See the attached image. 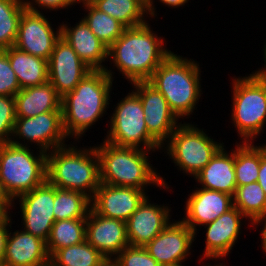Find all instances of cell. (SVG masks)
<instances>
[{
	"mask_svg": "<svg viewBox=\"0 0 266 266\" xmlns=\"http://www.w3.org/2000/svg\"><path fill=\"white\" fill-rule=\"evenodd\" d=\"M255 142H236L234 170L237 186L257 182L260 168V145Z\"/></svg>",
	"mask_w": 266,
	"mask_h": 266,
	"instance_id": "cell-29",
	"label": "cell"
},
{
	"mask_svg": "<svg viewBox=\"0 0 266 266\" xmlns=\"http://www.w3.org/2000/svg\"><path fill=\"white\" fill-rule=\"evenodd\" d=\"M11 142L0 146V181L6 195L13 201L23 193L32 191L46 179L47 153ZM37 154V155H36Z\"/></svg>",
	"mask_w": 266,
	"mask_h": 266,
	"instance_id": "cell-6",
	"label": "cell"
},
{
	"mask_svg": "<svg viewBox=\"0 0 266 266\" xmlns=\"http://www.w3.org/2000/svg\"><path fill=\"white\" fill-rule=\"evenodd\" d=\"M150 202L148 195L126 221L130 246L144 247L171 223V207Z\"/></svg>",
	"mask_w": 266,
	"mask_h": 266,
	"instance_id": "cell-19",
	"label": "cell"
},
{
	"mask_svg": "<svg viewBox=\"0 0 266 266\" xmlns=\"http://www.w3.org/2000/svg\"><path fill=\"white\" fill-rule=\"evenodd\" d=\"M261 224V225H260ZM262 226L261 228H262V230L260 231V235H261V247H262V251L265 253V255H266V220H264V221H261L258 225H257V227L258 226Z\"/></svg>",
	"mask_w": 266,
	"mask_h": 266,
	"instance_id": "cell-42",
	"label": "cell"
},
{
	"mask_svg": "<svg viewBox=\"0 0 266 266\" xmlns=\"http://www.w3.org/2000/svg\"><path fill=\"white\" fill-rule=\"evenodd\" d=\"M114 80L105 70H92L61 100L63 128L70 139H82L110 105ZM83 135V136H82Z\"/></svg>",
	"mask_w": 266,
	"mask_h": 266,
	"instance_id": "cell-2",
	"label": "cell"
},
{
	"mask_svg": "<svg viewBox=\"0 0 266 266\" xmlns=\"http://www.w3.org/2000/svg\"><path fill=\"white\" fill-rule=\"evenodd\" d=\"M160 3L165 4V6L168 5V7H172V8H179L180 6L183 7L187 2H189V0H159ZM154 0H149L148 1V17H152L154 18L155 16H157L155 13L156 8L154 5Z\"/></svg>",
	"mask_w": 266,
	"mask_h": 266,
	"instance_id": "cell-39",
	"label": "cell"
},
{
	"mask_svg": "<svg viewBox=\"0 0 266 266\" xmlns=\"http://www.w3.org/2000/svg\"><path fill=\"white\" fill-rule=\"evenodd\" d=\"M220 264V265H219ZM219 264H215V265H211V264H204L205 266H225L224 264H223V262L222 263H219ZM204 265H202V266H204Z\"/></svg>",
	"mask_w": 266,
	"mask_h": 266,
	"instance_id": "cell-47",
	"label": "cell"
},
{
	"mask_svg": "<svg viewBox=\"0 0 266 266\" xmlns=\"http://www.w3.org/2000/svg\"><path fill=\"white\" fill-rule=\"evenodd\" d=\"M195 239V233L182 220H172L144 248L160 266H172L187 261Z\"/></svg>",
	"mask_w": 266,
	"mask_h": 266,
	"instance_id": "cell-14",
	"label": "cell"
},
{
	"mask_svg": "<svg viewBox=\"0 0 266 266\" xmlns=\"http://www.w3.org/2000/svg\"><path fill=\"white\" fill-rule=\"evenodd\" d=\"M86 241L105 258H115L129 246L126 222L106 218L90 208L86 217Z\"/></svg>",
	"mask_w": 266,
	"mask_h": 266,
	"instance_id": "cell-20",
	"label": "cell"
},
{
	"mask_svg": "<svg viewBox=\"0 0 266 266\" xmlns=\"http://www.w3.org/2000/svg\"><path fill=\"white\" fill-rule=\"evenodd\" d=\"M44 13L25 9L19 21L14 46L36 57L49 60L56 42L61 37V25L52 27Z\"/></svg>",
	"mask_w": 266,
	"mask_h": 266,
	"instance_id": "cell-13",
	"label": "cell"
},
{
	"mask_svg": "<svg viewBox=\"0 0 266 266\" xmlns=\"http://www.w3.org/2000/svg\"><path fill=\"white\" fill-rule=\"evenodd\" d=\"M119 266H160L141 246H127L116 257Z\"/></svg>",
	"mask_w": 266,
	"mask_h": 266,
	"instance_id": "cell-35",
	"label": "cell"
},
{
	"mask_svg": "<svg viewBox=\"0 0 266 266\" xmlns=\"http://www.w3.org/2000/svg\"><path fill=\"white\" fill-rule=\"evenodd\" d=\"M234 207L255 228L261 221L266 220V194L258 182L237 186L233 195ZM255 227H254V226Z\"/></svg>",
	"mask_w": 266,
	"mask_h": 266,
	"instance_id": "cell-27",
	"label": "cell"
},
{
	"mask_svg": "<svg viewBox=\"0 0 266 266\" xmlns=\"http://www.w3.org/2000/svg\"><path fill=\"white\" fill-rule=\"evenodd\" d=\"M0 195H6L2 185H1V181H0Z\"/></svg>",
	"mask_w": 266,
	"mask_h": 266,
	"instance_id": "cell-46",
	"label": "cell"
},
{
	"mask_svg": "<svg viewBox=\"0 0 266 266\" xmlns=\"http://www.w3.org/2000/svg\"><path fill=\"white\" fill-rule=\"evenodd\" d=\"M15 120L14 96L0 95V146L11 141Z\"/></svg>",
	"mask_w": 266,
	"mask_h": 266,
	"instance_id": "cell-34",
	"label": "cell"
},
{
	"mask_svg": "<svg viewBox=\"0 0 266 266\" xmlns=\"http://www.w3.org/2000/svg\"><path fill=\"white\" fill-rule=\"evenodd\" d=\"M234 77L231 84V120L242 142H254L265 130L263 128L266 126V94L251 74Z\"/></svg>",
	"mask_w": 266,
	"mask_h": 266,
	"instance_id": "cell-7",
	"label": "cell"
},
{
	"mask_svg": "<svg viewBox=\"0 0 266 266\" xmlns=\"http://www.w3.org/2000/svg\"><path fill=\"white\" fill-rule=\"evenodd\" d=\"M77 1H78V4H79V3H83V2H90L92 0H77Z\"/></svg>",
	"mask_w": 266,
	"mask_h": 266,
	"instance_id": "cell-48",
	"label": "cell"
},
{
	"mask_svg": "<svg viewBox=\"0 0 266 266\" xmlns=\"http://www.w3.org/2000/svg\"><path fill=\"white\" fill-rule=\"evenodd\" d=\"M12 215H10L8 218L0 221V266H3L4 263V254H5V248H6V242L8 238V234L12 225ZM10 227V229H9Z\"/></svg>",
	"mask_w": 266,
	"mask_h": 266,
	"instance_id": "cell-38",
	"label": "cell"
},
{
	"mask_svg": "<svg viewBox=\"0 0 266 266\" xmlns=\"http://www.w3.org/2000/svg\"><path fill=\"white\" fill-rule=\"evenodd\" d=\"M97 9L118 20L126 28L137 27L148 22L147 0H92ZM147 20V21H146Z\"/></svg>",
	"mask_w": 266,
	"mask_h": 266,
	"instance_id": "cell-26",
	"label": "cell"
},
{
	"mask_svg": "<svg viewBox=\"0 0 266 266\" xmlns=\"http://www.w3.org/2000/svg\"><path fill=\"white\" fill-rule=\"evenodd\" d=\"M62 98L50 81L21 89L15 96L16 117H32L51 111H62Z\"/></svg>",
	"mask_w": 266,
	"mask_h": 266,
	"instance_id": "cell-24",
	"label": "cell"
},
{
	"mask_svg": "<svg viewBox=\"0 0 266 266\" xmlns=\"http://www.w3.org/2000/svg\"><path fill=\"white\" fill-rule=\"evenodd\" d=\"M86 219L55 221L51 228L46 247L48 254L59 249L82 243L86 240Z\"/></svg>",
	"mask_w": 266,
	"mask_h": 266,
	"instance_id": "cell-31",
	"label": "cell"
},
{
	"mask_svg": "<svg viewBox=\"0 0 266 266\" xmlns=\"http://www.w3.org/2000/svg\"><path fill=\"white\" fill-rule=\"evenodd\" d=\"M151 29L149 21L126 28L108 48V60L131 84L148 81L160 64L171 54L164 38ZM165 43V45H164Z\"/></svg>",
	"mask_w": 266,
	"mask_h": 266,
	"instance_id": "cell-1",
	"label": "cell"
},
{
	"mask_svg": "<svg viewBox=\"0 0 266 266\" xmlns=\"http://www.w3.org/2000/svg\"><path fill=\"white\" fill-rule=\"evenodd\" d=\"M98 266H119L115 258H106Z\"/></svg>",
	"mask_w": 266,
	"mask_h": 266,
	"instance_id": "cell-44",
	"label": "cell"
},
{
	"mask_svg": "<svg viewBox=\"0 0 266 266\" xmlns=\"http://www.w3.org/2000/svg\"><path fill=\"white\" fill-rule=\"evenodd\" d=\"M24 6L27 10L34 11V12H43L41 10H48L58 11V9H65L67 7L71 8L73 5L78 4L77 0H23ZM76 3V4H75ZM40 8L38 10V8Z\"/></svg>",
	"mask_w": 266,
	"mask_h": 266,
	"instance_id": "cell-37",
	"label": "cell"
},
{
	"mask_svg": "<svg viewBox=\"0 0 266 266\" xmlns=\"http://www.w3.org/2000/svg\"><path fill=\"white\" fill-rule=\"evenodd\" d=\"M25 9L23 0H0V50L14 46Z\"/></svg>",
	"mask_w": 266,
	"mask_h": 266,
	"instance_id": "cell-33",
	"label": "cell"
},
{
	"mask_svg": "<svg viewBox=\"0 0 266 266\" xmlns=\"http://www.w3.org/2000/svg\"><path fill=\"white\" fill-rule=\"evenodd\" d=\"M12 200L7 195H0V221L6 219L11 215L10 209Z\"/></svg>",
	"mask_w": 266,
	"mask_h": 266,
	"instance_id": "cell-41",
	"label": "cell"
},
{
	"mask_svg": "<svg viewBox=\"0 0 266 266\" xmlns=\"http://www.w3.org/2000/svg\"><path fill=\"white\" fill-rule=\"evenodd\" d=\"M147 196L146 190L100 183L91 208L103 217L126 222Z\"/></svg>",
	"mask_w": 266,
	"mask_h": 266,
	"instance_id": "cell-17",
	"label": "cell"
},
{
	"mask_svg": "<svg viewBox=\"0 0 266 266\" xmlns=\"http://www.w3.org/2000/svg\"><path fill=\"white\" fill-rule=\"evenodd\" d=\"M140 97L149 135L162 147L181 124L164 96L148 81L131 83Z\"/></svg>",
	"mask_w": 266,
	"mask_h": 266,
	"instance_id": "cell-12",
	"label": "cell"
},
{
	"mask_svg": "<svg viewBox=\"0 0 266 266\" xmlns=\"http://www.w3.org/2000/svg\"><path fill=\"white\" fill-rule=\"evenodd\" d=\"M9 231L3 266H49L46 241L24 230Z\"/></svg>",
	"mask_w": 266,
	"mask_h": 266,
	"instance_id": "cell-22",
	"label": "cell"
},
{
	"mask_svg": "<svg viewBox=\"0 0 266 266\" xmlns=\"http://www.w3.org/2000/svg\"><path fill=\"white\" fill-rule=\"evenodd\" d=\"M182 264H184V263H179V264L172 265V266H184V265H182Z\"/></svg>",
	"mask_w": 266,
	"mask_h": 266,
	"instance_id": "cell-49",
	"label": "cell"
},
{
	"mask_svg": "<svg viewBox=\"0 0 266 266\" xmlns=\"http://www.w3.org/2000/svg\"><path fill=\"white\" fill-rule=\"evenodd\" d=\"M263 52H264V54H263V60H264V67H262V69L261 68H259V70H255L254 72H266V39H265V44H264V48H263Z\"/></svg>",
	"mask_w": 266,
	"mask_h": 266,
	"instance_id": "cell-45",
	"label": "cell"
},
{
	"mask_svg": "<svg viewBox=\"0 0 266 266\" xmlns=\"http://www.w3.org/2000/svg\"><path fill=\"white\" fill-rule=\"evenodd\" d=\"M60 25L61 37L68 42L79 58L91 70H105L114 80L115 72L103 64L105 61L108 62V47L94 35L85 21L81 18L74 27L64 22Z\"/></svg>",
	"mask_w": 266,
	"mask_h": 266,
	"instance_id": "cell-21",
	"label": "cell"
},
{
	"mask_svg": "<svg viewBox=\"0 0 266 266\" xmlns=\"http://www.w3.org/2000/svg\"><path fill=\"white\" fill-rule=\"evenodd\" d=\"M81 4L87 13L82 19L94 35L109 48L122 35L126 27L118 20L97 9L91 2Z\"/></svg>",
	"mask_w": 266,
	"mask_h": 266,
	"instance_id": "cell-28",
	"label": "cell"
},
{
	"mask_svg": "<svg viewBox=\"0 0 266 266\" xmlns=\"http://www.w3.org/2000/svg\"><path fill=\"white\" fill-rule=\"evenodd\" d=\"M198 125L190 123L181 124L171 134L166 145L167 153L177 168L183 173L195 177L213 158L217 151L224 145L217 142ZM207 133V134H206Z\"/></svg>",
	"mask_w": 266,
	"mask_h": 266,
	"instance_id": "cell-8",
	"label": "cell"
},
{
	"mask_svg": "<svg viewBox=\"0 0 266 266\" xmlns=\"http://www.w3.org/2000/svg\"><path fill=\"white\" fill-rule=\"evenodd\" d=\"M91 208V199L85 194L55 187L53 213L55 221L86 219Z\"/></svg>",
	"mask_w": 266,
	"mask_h": 266,
	"instance_id": "cell-30",
	"label": "cell"
},
{
	"mask_svg": "<svg viewBox=\"0 0 266 266\" xmlns=\"http://www.w3.org/2000/svg\"><path fill=\"white\" fill-rule=\"evenodd\" d=\"M46 179L57 188L78 191L92 199L101 183L95 146L81 149L70 144L48 152Z\"/></svg>",
	"mask_w": 266,
	"mask_h": 266,
	"instance_id": "cell-5",
	"label": "cell"
},
{
	"mask_svg": "<svg viewBox=\"0 0 266 266\" xmlns=\"http://www.w3.org/2000/svg\"><path fill=\"white\" fill-rule=\"evenodd\" d=\"M251 75L261 84L266 94V72H252Z\"/></svg>",
	"mask_w": 266,
	"mask_h": 266,
	"instance_id": "cell-43",
	"label": "cell"
},
{
	"mask_svg": "<svg viewBox=\"0 0 266 266\" xmlns=\"http://www.w3.org/2000/svg\"><path fill=\"white\" fill-rule=\"evenodd\" d=\"M54 197L55 186L46 180L32 191L15 198V201L20 202V218L22 217L23 223L21 229L47 241L55 223Z\"/></svg>",
	"mask_w": 266,
	"mask_h": 266,
	"instance_id": "cell-11",
	"label": "cell"
},
{
	"mask_svg": "<svg viewBox=\"0 0 266 266\" xmlns=\"http://www.w3.org/2000/svg\"><path fill=\"white\" fill-rule=\"evenodd\" d=\"M66 139L68 136L63 128L62 111H51L32 117H16L10 142L25 147L30 143L31 146L35 144L34 146H38L36 149L48 153L67 145Z\"/></svg>",
	"mask_w": 266,
	"mask_h": 266,
	"instance_id": "cell-10",
	"label": "cell"
},
{
	"mask_svg": "<svg viewBox=\"0 0 266 266\" xmlns=\"http://www.w3.org/2000/svg\"><path fill=\"white\" fill-rule=\"evenodd\" d=\"M106 258L86 240L50 255L49 266H98Z\"/></svg>",
	"mask_w": 266,
	"mask_h": 266,
	"instance_id": "cell-32",
	"label": "cell"
},
{
	"mask_svg": "<svg viewBox=\"0 0 266 266\" xmlns=\"http://www.w3.org/2000/svg\"><path fill=\"white\" fill-rule=\"evenodd\" d=\"M245 221L246 217L241 211L233 207L213 222L203 225L206 228L205 249L199 262H203L204 259L217 262L218 259L220 261L227 257L235 243L238 242L237 239L241 235V227Z\"/></svg>",
	"mask_w": 266,
	"mask_h": 266,
	"instance_id": "cell-16",
	"label": "cell"
},
{
	"mask_svg": "<svg viewBox=\"0 0 266 266\" xmlns=\"http://www.w3.org/2000/svg\"><path fill=\"white\" fill-rule=\"evenodd\" d=\"M262 146H263V148H264L265 151H266V143H265V144H262Z\"/></svg>",
	"mask_w": 266,
	"mask_h": 266,
	"instance_id": "cell-50",
	"label": "cell"
},
{
	"mask_svg": "<svg viewBox=\"0 0 266 266\" xmlns=\"http://www.w3.org/2000/svg\"><path fill=\"white\" fill-rule=\"evenodd\" d=\"M185 202V217L181 220L195 233L197 226L213 222L234 207L233 196L216 190L197 187L192 190Z\"/></svg>",
	"mask_w": 266,
	"mask_h": 266,
	"instance_id": "cell-18",
	"label": "cell"
},
{
	"mask_svg": "<svg viewBox=\"0 0 266 266\" xmlns=\"http://www.w3.org/2000/svg\"><path fill=\"white\" fill-rule=\"evenodd\" d=\"M257 182L266 194V151L262 145H260V168Z\"/></svg>",
	"mask_w": 266,
	"mask_h": 266,
	"instance_id": "cell-40",
	"label": "cell"
},
{
	"mask_svg": "<svg viewBox=\"0 0 266 266\" xmlns=\"http://www.w3.org/2000/svg\"><path fill=\"white\" fill-rule=\"evenodd\" d=\"M223 145L194 179L201 188L233 196L237 187L234 170V148L229 153Z\"/></svg>",
	"mask_w": 266,
	"mask_h": 266,
	"instance_id": "cell-23",
	"label": "cell"
},
{
	"mask_svg": "<svg viewBox=\"0 0 266 266\" xmlns=\"http://www.w3.org/2000/svg\"><path fill=\"white\" fill-rule=\"evenodd\" d=\"M99 157L100 182L111 186L134 187L140 190L147 186L168 189L166 178L157 173L150 163L151 151L133 147H119L103 141L95 146ZM149 157V158H148ZM152 184V185H151ZM146 188V189H145Z\"/></svg>",
	"mask_w": 266,
	"mask_h": 266,
	"instance_id": "cell-3",
	"label": "cell"
},
{
	"mask_svg": "<svg viewBox=\"0 0 266 266\" xmlns=\"http://www.w3.org/2000/svg\"><path fill=\"white\" fill-rule=\"evenodd\" d=\"M21 90L7 54L0 50V95L15 96Z\"/></svg>",
	"mask_w": 266,
	"mask_h": 266,
	"instance_id": "cell-36",
	"label": "cell"
},
{
	"mask_svg": "<svg viewBox=\"0 0 266 266\" xmlns=\"http://www.w3.org/2000/svg\"><path fill=\"white\" fill-rule=\"evenodd\" d=\"M131 91L116 104L109 117L110 128L107 129V135L103 139L119 147L161 151L162 147L148 133L140 97Z\"/></svg>",
	"mask_w": 266,
	"mask_h": 266,
	"instance_id": "cell-9",
	"label": "cell"
},
{
	"mask_svg": "<svg viewBox=\"0 0 266 266\" xmlns=\"http://www.w3.org/2000/svg\"><path fill=\"white\" fill-rule=\"evenodd\" d=\"M16 73L21 89L48 81V60L36 57L15 46L3 50Z\"/></svg>",
	"mask_w": 266,
	"mask_h": 266,
	"instance_id": "cell-25",
	"label": "cell"
},
{
	"mask_svg": "<svg viewBox=\"0 0 266 266\" xmlns=\"http://www.w3.org/2000/svg\"><path fill=\"white\" fill-rule=\"evenodd\" d=\"M92 70L77 53L60 37L48 60V81L62 98L72 92L76 85Z\"/></svg>",
	"mask_w": 266,
	"mask_h": 266,
	"instance_id": "cell-15",
	"label": "cell"
},
{
	"mask_svg": "<svg viewBox=\"0 0 266 266\" xmlns=\"http://www.w3.org/2000/svg\"><path fill=\"white\" fill-rule=\"evenodd\" d=\"M200 75L199 63L171 52L148 82L160 91L178 119H186L203 94Z\"/></svg>",
	"mask_w": 266,
	"mask_h": 266,
	"instance_id": "cell-4",
	"label": "cell"
}]
</instances>
